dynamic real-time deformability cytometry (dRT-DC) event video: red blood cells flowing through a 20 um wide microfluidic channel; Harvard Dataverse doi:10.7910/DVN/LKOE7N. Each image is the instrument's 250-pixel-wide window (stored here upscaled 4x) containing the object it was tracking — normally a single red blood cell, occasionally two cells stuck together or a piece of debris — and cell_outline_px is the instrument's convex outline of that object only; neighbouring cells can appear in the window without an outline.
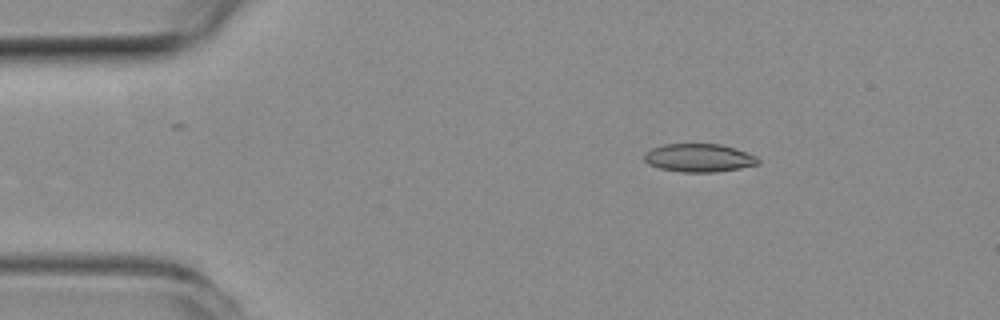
{"species": "common noctule bat (a hibernating species)", "species_latin": "Nyctalus noctula", "temperature_condition": "room temperature", "stored_images_in_passage": 48, "camera_frame_rate_fps": 3000, "um_per_image_px": 0.085, "animal": {"sex": "female", "body_mass_g": 19.3, "forearm_length_mm": 54.1}, "frame": {"image": 1, "passage_image": 4, "time_ms": 1.0, "image_size_px": [1000, 320], "cell_outline_px": [[760, 164], [740, 168], [716, 172], [684, 172], [660, 168], [648, 164], [644, 160], [644, 152], [652, 148], [664, 144], [720, 144], [736, 148], [756, 156], [760, 160]], "centroid_in_image_um": [59.42, 13.41], "position_along_channel_um": 25.6, "area_um2": 18.79}}
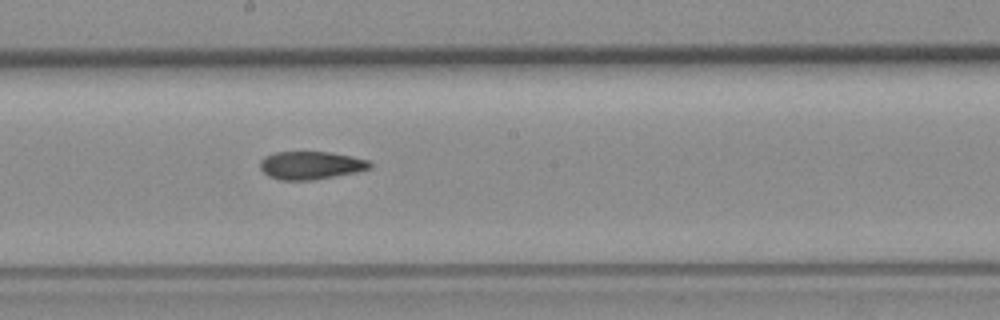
{"frame": {"image": 2, "passage_image": 24, "time_ms": 7.667, "image_size_px": [1000, 320], "cell_outline_px": [[372, 164], [368, 168], [356, 172], [312, 180], [280, 180], [268, 176], [260, 168], [260, 160], [264, 156], [276, 152], [328, 152], [352, 156], [368, 160]], "centroid_in_image_um": [26.38, 14.05], "position_along_channel_um": 221.8, "area_um2": 17.8}}
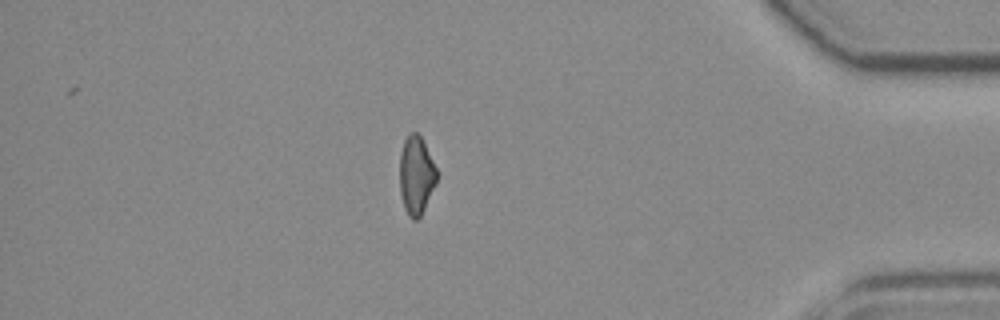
{"frame": {"image": 3, "passage_image": 41, "time_ms": 13.333, "image_size_px": [1000, 320], "cell_outline_px": [[436, 184], [420, 216], [416, 220], [412, 220], [408, 216], [404, 208], [400, 192], [400, 152], [404, 140], [408, 132], [416, 132], [420, 136], [436, 168]], "centroid_in_image_um": [35.35, 14.9], "position_along_channel_um": 399.8, "area_um2": 16.76}}